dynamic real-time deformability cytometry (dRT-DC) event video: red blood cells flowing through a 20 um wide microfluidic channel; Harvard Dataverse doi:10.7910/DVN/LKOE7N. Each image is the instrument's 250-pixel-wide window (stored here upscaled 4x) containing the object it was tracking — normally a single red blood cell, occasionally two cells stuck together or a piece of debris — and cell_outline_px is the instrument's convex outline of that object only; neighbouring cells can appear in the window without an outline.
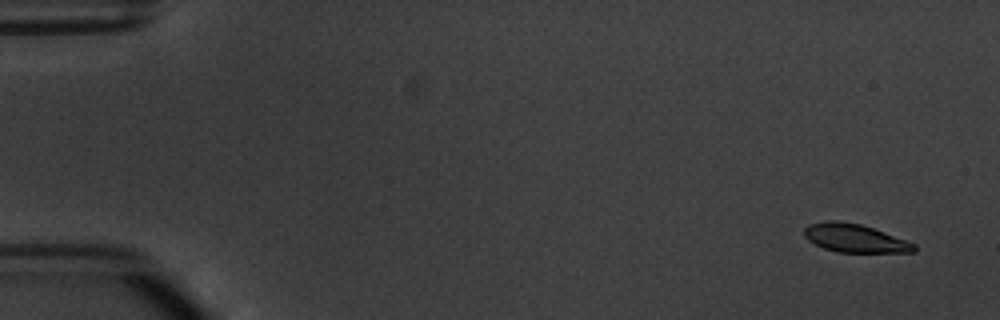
{"species": "common noctule bat (a hibernating species)", "species_latin": "Nyctalus noctula", "temperature_condition": "warm", "stored_images_in_passage": 3, "camera_frame_rate_fps": 3000, "um_per_image_px": 0.085, "animal": {"sex": "male", "body_mass_g": 20.1, "forearm_length_mm": 53.5}, "frame": {"image": 1, "passage_image": 1, "time_ms": 0.0, "image_size_px": [1000, 320], "cell_outline_px": [[916, 252], [836, 252], [824, 248], [808, 240], [804, 236], [804, 228], [808, 224], [824, 220], [836, 220], [860, 224], [884, 232], [916, 244]], "centroid_in_image_um": [72.63, 20.24], "position_along_channel_um": 12.4, "area_um2": 18.09}}